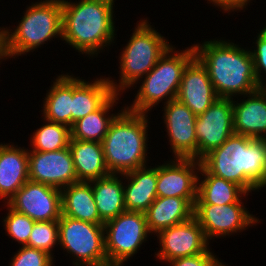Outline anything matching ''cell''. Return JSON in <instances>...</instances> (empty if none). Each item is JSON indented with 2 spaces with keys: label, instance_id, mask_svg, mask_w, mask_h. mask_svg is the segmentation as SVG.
I'll return each mask as SVG.
<instances>
[{
  "label": "cell",
  "instance_id": "1",
  "mask_svg": "<svg viewBox=\"0 0 266 266\" xmlns=\"http://www.w3.org/2000/svg\"><path fill=\"white\" fill-rule=\"evenodd\" d=\"M115 1L62 0L63 43L89 60L100 58L101 52L109 53L118 32Z\"/></svg>",
  "mask_w": 266,
  "mask_h": 266
},
{
  "label": "cell",
  "instance_id": "2",
  "mask_svg": "<svg viewBox=\"0 0 266 266\" xmlns=\"http://www.w3.org/2000/svg\"><path fill=\"white\" fill-rule=\"evenodd\" d=\"M218 38L193 44L195 56L207 69L217 96L234 99L258 90L250 48L233 39Z\"/></svg>",
  "mask_w": 266,
  "mask_h": 266
},
{
  "label": "cell",
  "instance_id": "3",
  "mask_svg": "<svg viewBox=\"0 0 266 266\" xmlns=\"http://www.w3.org/2000/svg\"><path fill=\"white\" fill-rule=\"evenodd\" d=\"M210 174L239 185L247 194L266 187V140L232 134L200 159Z\"/></svg>",
  "mask_w": 266,
  "mask_h": 266
},
{
  "label": "cell",
  "instance_id": "4",
  "mask_svg": "<svg viewBox=\"0 0 266 266\" xmlns=\"http://www.w3.org/2000/svg\"><path fill=\"white\" fill-rule=\"evenodd\" d=\"M150 119L148 114L125 108L111 123L101 142L110 174H125L151 163L148 156Z\"/></svg>",
  "mask_w": 266,
  "mask_h": 266
},
{
  "label": "cell",
  "instance_id": "5",
  "mask_svg": "<svg viewBox=\"0 0 266 266\" xmlns=\"http://www.w3.org/2000/svg\"><path fill=\"white\" fill-rule=\"evenodd\" d=\"M133 33L118 54V78L108 75L109 84L114 93L122 95L130 91L157 63L172 46L165 35L155 29L148 17L140 18ZM152 24V25H151ZM158 31V32H157ZM125 92V93H124Z\"/></svg>",
  "mask_w": 266,
  "mask_h": 266
},
{
  "label": "cell",
  "instance_id": "6",
  "mask_svg": "<svg viewBox=\"0 0 266 266\" xmlns=\"http://www.w3.org/2000/svg\"><path fill=\"white\" fill-rule=\"evenodd\" d=\"M26 7L16 26H3L8 60L30 55L53 39L62 41V0H37Z\"/></svg>",
  "mask_w": 266,
  "mask_h": 266
},
{
  "label": "cell",
  "instance_id": "7",
  "mask_svg": "<svg viewBox=\"0 0 266 266\" xmlns=\"http://www.w3.org/2000/svg\"><path fill=\"white\" fill-rule=\"evenodd\" d=\"M173 44L157 61L155 66L132 88L136 93L131 104L125 108L131 112L149 114L175 100L179 91L182 74L188 63L195 57L193 44L183 50ZM141 84V85H140ZM138 85V88H137Z\"/></svg>",
  "mask_w": 266,
  "mask_h": 266
},
{
  "label": "cell",
  "instance_id": "8",
  "mask_svg": "<svg viewBox=\"0 0 266 266\" xmlns=\"http://www.w3.org/2000/svg\"><path fill=\"white\" fill-rule=\"evenodd\" d=\"M59 248L73 266H110L105 250L104 224H94L61 215Z\"/></svg>",
  "mask_w": 266,
  "mask_h": 266
},
{
  "label": "cell",
  "instance_id": "9",
  "mask_svg": "<svg viewBox=\"0 0 266 266\" xmlns=\"http://www.w3.org/2000/svg\"><path fill=\"white\" fill-rule=\"evenodd\" d=\"M105 250L110 266H124L134 257L152 234L145 213L124 211L104 223ZM148 239V240H147Z\"/></svg>",
  "mask_w": 266,
  "mask_h": 266
},
{
  "label": "cell",
  "instance_id": "10",
  "mask_svg": "<svg viewBox=\"0 0 266 266\" xmlns=\"http://www.w3.org/2000/svg\"><path fill=\"white\" fill-rule=\"evenodd\" d=\"M246 204H195L194 217L202 227L206 239L213 243L215 239L230 238L231 235H239L252 226L255 228L261 224L262 219L252 214Z\"/></svg>",
  "mask_w": 266,
  "mask_h": 266
},
{
  "label": "cell",
  "instance_id": "11",
  "mask_svg": "<svg viewBox=\"0 0 266 266\" xmlns=\"http://www.w3.org/2000/svg\"><path fill=\"white\" fill-rule=\"evenodd\" d=\"M157 236L159 249L154 257L166 264L175 258L195 256L206 252L211 243L195 217L190 220L162 229Z\"/></svg>",
  "mask_w": 266,
  "mask_h": 266
},
{
  "label": "cell",
  "instance_id": "12",
  "mask_svg": "<svg viewBox=\"0 0 266 266\" xmlns=\"http://www.w3.org/2000/svg\"><path fill=\"white\" fill-rule=\"evenodd\" d=\"M162 123L165 126L172 158L197 159V137L195 115L185 104L177 99L171 100L162 107Z\"/></svg>",
  "mask_w": 266,
  "mask_h": 266
},
{
  "label": "cell",
  "instance_id": "13",
  "mask_svg": "<svg viewBox=\"0 0 266 266\" xmlns=\"http://www.w3.org/2000/svg\"><path fill=\"white\" fill-rule=\"evenodd\" d=\"M195 131L200 160L234 134L232 99L218 97L204 113L197 115Z\"/></svg>",
  "mask_w": 266,
  "mask_h": 266
},
{
  "label": "cell",
  "instance_id": "14",
  "mask_svg": "<svg viewBox=\"0 0 266 266\" xmlns=\"http://www.w3.org/2000/svg\"><path fill=\"white\" fill-rule=\"evenodd\" d=\"M6 204L35 222L59 220L62 215L61 190L30 180Z\"/></svg>",
  "mask_w": 266,
  "mask_h": 266
},
{
  "label": "cell",
  "instance_id": "15",
  "mask_svg": "<svg viewBox=\"0 0 266 266\" xmlns=\"http://www.w3.org/2000/svg\"><path fill=\"white\" fill-rule=\"evenodd\" d=\"M201 163L197 159L171 158L157 161V197L197 198Z\"/></svg>",
  "mask_w": 266,
  "mask_h": 266
},
{
  "label": "cell",
  "instance_id": "16",
  "mask_svg": "<svg viewBox=\"0 0 266 266\" xmlns=\"http://www.w3.org/2000/svg\"><path fill=\"white\" fill-rule=\"evenodd\" d=\"M29 180L63 189L77 182L69 147L50 152L28 151Z\"/></svg>",
  "mask_w": 266,
  "mask_h": 266
},
{
  "label": "cell",
  "instance_id": "17",
  "mask_svg": "<svg viewBox=\"0 0 266 266\" xmlns=\"http://www.w3.org/2000/svg\"><path fill=\"white\" fill-rule=\"evenodd\" d=\"M218 98L205 66L195 56L183 71L176 99L195 115L204 113Z\"/></svg>",
  "mask_w": 266,
  "mask_h": 266
},
{
  "label": "cell",
  "instance_id": "18",
  "mask_svg": "<svg viewBox=\"0 0 266 266\" xmlns=\"http://www.w3.org/2000/svg\"><path fill=\"white\" fill-rule=\"evenodd\" d=\"M232 105L234 133L266 140V88L234 98Z\"/></svg>",
  "mask_w": 266,
  "mask_h": 266
},
{
  "label": "cell",
  "instance_id": "19",
  "mask_svg": "<svg viewBox=\"0 0 266 266\" xmlns=\"http://www.w3.org/2000/svg\"><path fill=\"white\" fill-rule=\"evenodd\" d=\"M28 180V147L0 142V201L6 204Z\"/></svg>",
  "mask_w": 266,
  "mask_h": 266
},
{
  "label": "cell",
  "instance_id": "20",
  "mask_svg": "<svg viewBox=\"0 0 266 266\" xmlns=\"http://www.w3.org/2000/svg\"><path fill=\"white\" fill-rule=\"evenodd\" d=\"M83 78L72 72V124L98 110L114 94L106 75Z\"/></svg>",
  "mask_w": 266,
  "mask_h": 266
},
{
  "label": "cell",
  "instance_id": "21",
  "mask_svg": "<svg viewBox=\"0 0 266 266\" xmlns=\"http://www.w3.org/2000/svg\"><path fill=\"white\" fill-rule=\"evenodd\" d=\"M146 165L124 174L126 211L145 213L157 198V165Z\"/></svg>",
  "mask_w": 266,
  "mask_h": 266
},
{
  "label": "cell",
  "instance_id": "22",
  "mask_svg": "<svg viewBox=\"0 0 266 266\" xmlns=\"http://www.w3.org/2000/svg\"><path fill=\"white\" fill-rule=\"evenodd\" d=\"M197 198L157 197L145 212L148 231L153 237L162 229L194 217Z\"/></svg>",
  "mask_w": 266,
  "mask_h": 266
},
{
  "label": "cell",
  "instance_id": "23",
  "mask_svg": "<svg viewBox=\"0 0 266 266\" xmlns=\"http://www.w3.org/2000/svg\"><path fill=\"white\" fill-rule=\"evenodd\" d=\"M121 95L114 93L98 110L89 113L82 119H79L70 127L71 138L75 140L102 142L106 136L111 123L125 109L116 106L123 98ZM120 99V100H119ZM115 108V109H114ZM113 110L115 113H113Z\"/></svg>",
  "mask_w": 266,
  "mask_h": 266
},
{
  "label": "cell",
  "instance_id": "24",
  "mask_svg": "<svg viewBox=\"0 0 266 266\" xmlns=\"http://www.w3.org/2000/svg\"><path fill=\"white\" fill-rule=\"evenodd\" d=\"M51 81L42 100L40 116L48 121L72 126V73L61 72ZM53 82V83H52Z\"/></svg>",
  "mask_w": 266,
  "mask_h": 266
},
{
  "label": "cell",
  "instance_id": "25",
  "mask_svg": "<svg viewBox=\"0 0 266 266\" xmlns=\"http://www.w3.org/2000/svg\"><path fill=\"white\" fill-rule=\"evenodd\" d=\"M249 195L251 194H247L239 185L210 174L200 166L195 204L245 203Z\"/></svg>",
  "mask_w": 266,
  "mask_h": 266
},
{
  "label": "cell",
  "instance_id": "26",
  "mask_svg": "<svg viewBox=\"0 0 266 266\" xmlns=\"http://www.w3.org/2000/svg\"><path fill=\"white\" fill-rule=\"evenodd\" d=\"M69 149L78 181L90 182L110 175L101 142L70 139Z\"/></svg>",
  "mask_w": 266,
  "mask_h": 266
},
{
  "label": "cell",
  "instance_id": "27",
  "mask_svg": "<svg viewBox=\"0 0 266 266\" xmlns=\"http://www.w3.org/2000/svg\"><path fill=\"white\" fill-rule=\"evenodd\" d=\"M61 204L64 216L104 224L97 211L91 181H78L61 189Z\"/></svg>",
  "mask_w": 266,
  "mask_h": 266
},
{
  "label": "cell",
  "instance_id": "28",
  "mask_svg": "<svg viewBox=\"0 0 266 266\" xmlns=\"http://www.w3.org/2000/svg\"><path fill=\"white\" fill-rule=\"evenodd\" d=\"M100 219L105 223L122 212L124 205V174H110L91 181Z\"/></svg>",
  "mask_w": 266,
  "mask_h": 266
},
{
  "label": "cell",
  "instance_id": "29",
  "mask_svg": "<svg viewBox=\"0 0 266 266\" xmlns=\"http://www.w3.org/2000/svg\"><path fill=\"white\" fill-rule=\"evenodd\" d=\"M40 118L44 124L40 125L31 134L28 151L50 152L69 147L71 139L70 127Z\"/></svg>",
  "mask_w": 266,
  "mask_h": 266
},
{
  "label": "cell",
  "instance_id": "30",
  "mask_svg": "<svg viewBox=\"0 0 266 266\" xmlns=\"http://www.w3.org/2000/svg\"><path fill=\"white\" fill-rule=\"evenodd\" d=\"M26 246L45 251L54 258V248L59 246L58 220L35 222Z\"/></svg>",
  "mask_w": 266,
  "mask_h": 266
},
{
  "label": "cell",
  "instance_id": "31",
  "mask_svg": "<svg viewBox=\"0 0 266 266\" xmlns=\"http://www.w3.org/2000/svg\"><path fill=\"white\" fill-rule=\"evenodd\" d=\"M5 207L7 212L4 217H1L5 235L7 233V236L18 243L19 247L26 246L35 221L3 204V208Z\"/></svg>",
  "mask_w": 266,
  "mask_h": 266
},
{
  "label": "cell",
  "instance_id": "32",
  "mask_svg": "<svg viewBox=\"0 0 266 266\" xmlns=\"http://www.w3.org/2000/svg\"><path fill=\"white\" fill-rule=\"evenodd\" d=\"M10 259L8 266H55L56 263V258L45 251L29 246H20Z\"/></svg>",
  "mask_w": 266,
  "mask_h": 266
},
{
  "label": "cell",
  "instance_id": "33",
  "mask_svg": "<svg viewBox=\"0 0 266 266\" xmlns=\"http://www.w3.org/2000/svg\"><path fill=\"white\" fill-rule=\"evenodd\" d=\"M253 39L250 52L253 58L254 70L260 88H266V23Z\"/></svg>",
  "mask_w": 266,
  "mask_h": 266
},
{
  "label": "cell",
  "instance_id": "34",
  "mask_svg": "<svg viewBox=\"0 0 266 266\" xmlns=\"http://www.w3.org/2000/svg\"><path fill=\"white\" fill-rule=\"evenodd\" d=\"M210 247L206 252L190 257H180L167 262L168 266H229Z\"/></svg>",
  "mask_w": 266,
  "mask_h": 266
},
{
  "label": "cell",
  "instance_id": "35",
  "mask_svg": "<svg viewBox=\"0 0 266 266\" xmlns=\"http://www.w3.org/2000/svg\"><path fill=\"white\" fill-rule=\"evenodd\" d=\"M251 1L253 0H207V3L213 7L215 6L214 8L217 7L223 14L226 13L230 15V13H239V11L241 12L242 10V12H245V10L250 8L248 5L250 6V3H252Z\"/></svg>",
  "mask_w": 266,
  "mask_h": 266
},
{
  "label": "cell",
  "instance_id": "36",
  "mask_svg": "<svg viewBox=\"0 0 266 266\" xmlns=\"http://www.w3.org/2000/svg\"><path fill=\"white\" fill-rule=\"evenodd\" d=\"M5 53V34L3 26H0V66L4 61H7Z\"/></svg>",
  "mask_w": 266,
  "mask_h": 266
}]
</instances>
